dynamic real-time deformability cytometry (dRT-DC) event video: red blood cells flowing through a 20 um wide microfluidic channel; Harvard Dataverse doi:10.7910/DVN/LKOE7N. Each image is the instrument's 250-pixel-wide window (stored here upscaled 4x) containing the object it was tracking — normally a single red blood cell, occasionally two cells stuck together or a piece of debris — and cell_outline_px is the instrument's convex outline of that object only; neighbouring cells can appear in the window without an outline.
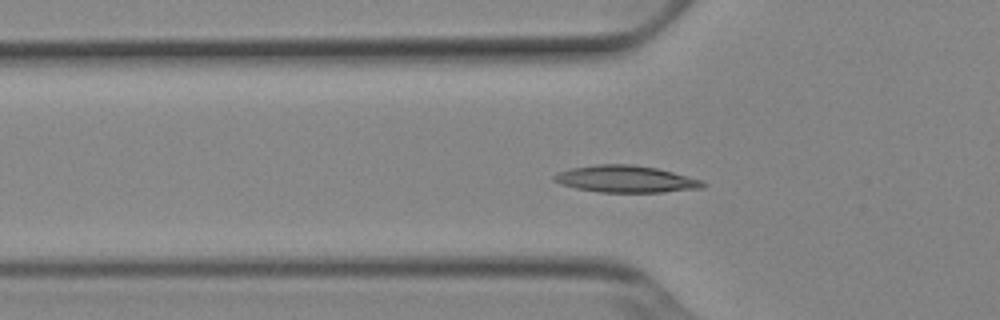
{"species": "Egyptian fruit bat (a non-hibernating species)", "species_latin": "Rousettus aegyptiacus", "temperature_condition": "cold", "stored_images_in_passage": 54, "camera_frame_rate_fps": 3000, "um_per_image_px": 0.085, "animal": {"sex": "female"}, "frame": {"image": 1, "passage_image": 18, "time_ms": 5.667, "image_size_px": [1000, 320], "cell_outline_px": [[708, 184], [704, 188], [664, 192], [600, 192], [576, 188], [560, 184], [552, 180], [552, 176], [560, 172], [572, 168], [596, 164], [632, 164], [656, 168], [704, 180]], "centroid_in_image_um": [53.23, 15.22], "position_along_channel_um": 72.6, "area_um2": 23.41}}
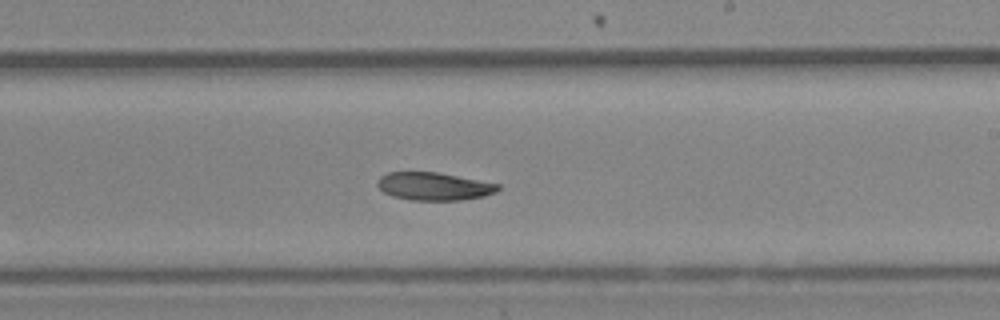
{"frame": {"image": 2, "passage_image": 32, "time_ms": 10.333, "image_size_px": [1000, 320], "cell_outline_px": [[500, 188], [496, 192], [484, 196], [460, 200], [412, 200], [392, 196], [384, 192], [376, 184], [376, 180], [380, 176], [388, 172], [436, 172], [500, 184]], "centroid_in_image_um": [36.86, 15.83], "position_along_channel_um": 252.1, "area_um2": 19.54}}
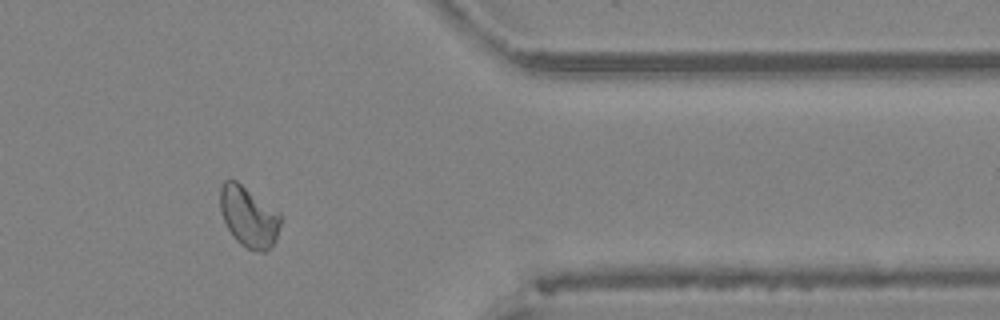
{"frame": {"image": 3, "passage_image": 44, "time_ms": 14.333, "image_size_px": [1000, 320], "cell_outline_px": [[280, 224], [276, 240], [264, 252], [260, 252], [248, 248], [240, 244], [232, 236], [224, 220], [220, 208], [220, 188], [224, 180], [236, 180], [280, 212]], "centroid_in_image_um": [21.14, 18.41], "position_along_channel_um": 390.3, "area_um2": 21.21}}